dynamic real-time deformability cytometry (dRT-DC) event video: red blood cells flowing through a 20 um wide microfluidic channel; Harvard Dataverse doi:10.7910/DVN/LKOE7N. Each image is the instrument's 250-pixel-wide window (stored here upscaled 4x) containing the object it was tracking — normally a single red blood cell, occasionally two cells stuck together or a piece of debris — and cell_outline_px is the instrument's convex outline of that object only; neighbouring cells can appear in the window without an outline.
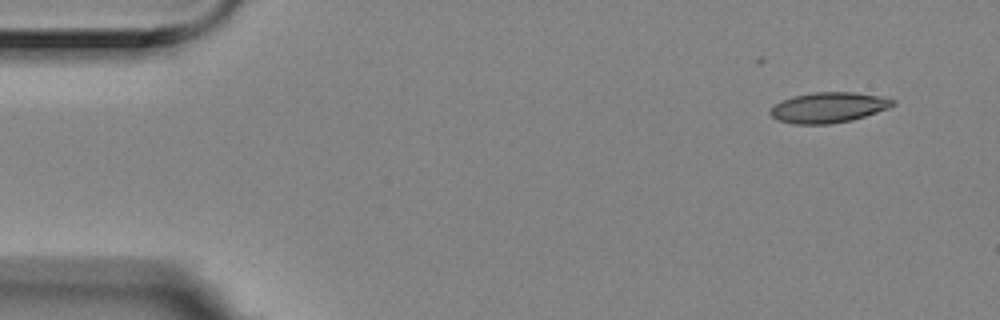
{"species": "Egyptian fruit bat (a non-hibernating species)", "species_latin": "Rousettus aegyptiacus", "temperature_condition": "room temperature", "stored_images_in_passage": 5, "camera_frame_rate_fps": 3000, "um_per_image_px": 0.085, "animal": {"sex": "female"}, "frame": {"image": 1, "passage_image": 1, "time_ms": 0.0, "image_size_px": [1000, 320], "cell_outline_px": [[896, 104], [888, 108], [852, 120], [832, 124], [792, 124], [776, 120], [768, 112], [776, 104], [792, 96], [812, 92], [856, 92], [880, 96], [896, 100]], "centroid_in_image_um": [70.42, 9.14], "position_along_channel_um": 14.6, "area_um2": 21.79}}
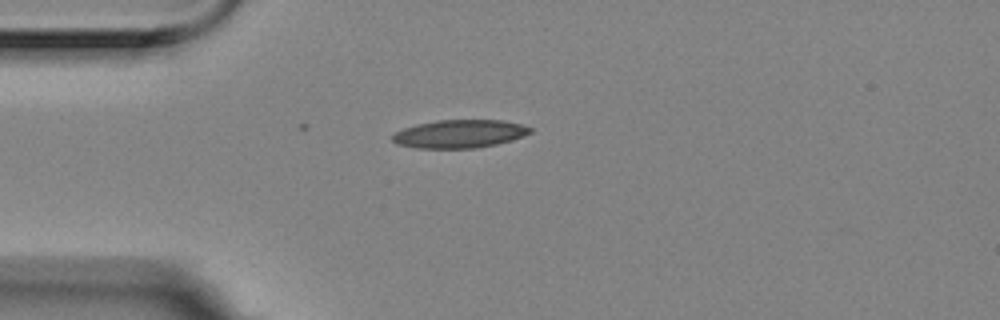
{"frame": {"image": 2, "passage_image": 4, "time_ms": 1.0, "image_size_px": [1000, 320], "cell_outline_px": [[532, 132], [524, 136], [512, 140], [496, 144], [476, 148], [416, 148], [396, 144], [392, 140], [392, 132], [416, 124], [436, 120], [504, 120], [520, 124], [532, 128]], "centroid_in_image_um": [39.04, 11.37], "position_along_channel_um": 46.0, "area_um2": 22.77}}